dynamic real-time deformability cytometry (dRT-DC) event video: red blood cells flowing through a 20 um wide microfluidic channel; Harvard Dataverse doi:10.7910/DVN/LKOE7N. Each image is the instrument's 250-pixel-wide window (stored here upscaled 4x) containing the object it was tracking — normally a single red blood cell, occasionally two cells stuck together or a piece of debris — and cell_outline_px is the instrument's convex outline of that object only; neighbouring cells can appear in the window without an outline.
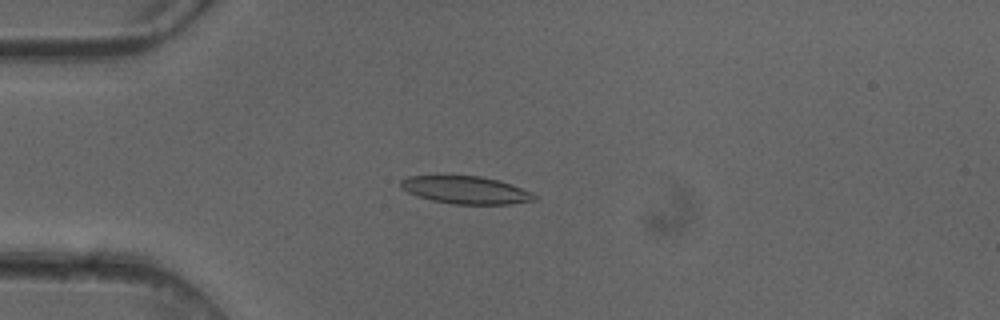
{"species": "common noctule bat (a hibernating species)", "species_latin": "Nyctalus noctula", "temperature_condition": "cold", "stored_images_in_passage": 4, "camera_frame_rate_fps": 3000, "um_per_image_px": 0.085, "animal": {"sex": "female"}, "frame": {"image": 1, "passage_image": 4, "time_ms": 1.0, "image_size_px": [1000, 320], "cell_outline_px": [[540, 196], [536, 200], [512, 204], [452, 204], [432, 200], [408, 192], [400, 184], [400, 180], [408, 176], [480, 176], [500, 180], [532, 192]], "centroid_in_image_um": [39.67, 16.15], "position_along_channel_um": 45.3, "area_um2": 21.44}}